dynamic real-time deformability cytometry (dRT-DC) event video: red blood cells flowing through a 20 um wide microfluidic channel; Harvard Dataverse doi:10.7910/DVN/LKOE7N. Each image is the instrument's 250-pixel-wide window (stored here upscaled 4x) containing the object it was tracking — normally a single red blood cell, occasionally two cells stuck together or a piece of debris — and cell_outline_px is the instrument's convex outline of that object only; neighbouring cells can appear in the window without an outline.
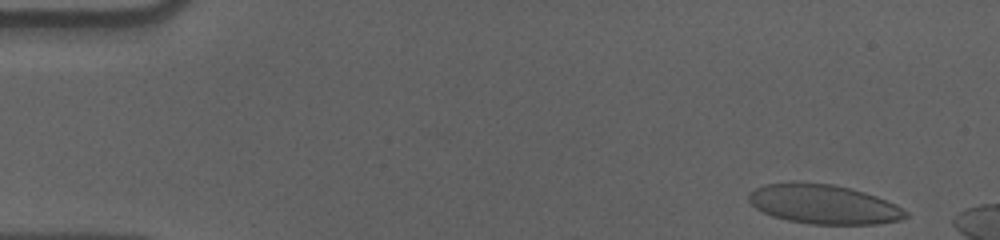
{"species": "human", "species_latin": "Homo sapiens", "temperature_condition": "cold", "stored_images_in_passage": 12, "camera_frame_rate_fps": 3000, "um_per_image_px": 0.085, "donor": {"sex": "male"}, "frame": {"image": 1, "passage_image": 1, "time_ms": 0.0, "image_size_px": [1000, 240], "cell_outline_px": [[908, 216], [900, 220], [876, 224], [812, 224], [788, 220], [772, 216], [756, 208], [748, 200], [748, 192], [764, 184], [792, 180], [832, 184], [864, 192], [876, 196], [896, 204], [908, 212]], "centroid_in_image_um": [69.97, 17.34], "position_along_channel_um": 15.0, "area_um2": 36.3}}